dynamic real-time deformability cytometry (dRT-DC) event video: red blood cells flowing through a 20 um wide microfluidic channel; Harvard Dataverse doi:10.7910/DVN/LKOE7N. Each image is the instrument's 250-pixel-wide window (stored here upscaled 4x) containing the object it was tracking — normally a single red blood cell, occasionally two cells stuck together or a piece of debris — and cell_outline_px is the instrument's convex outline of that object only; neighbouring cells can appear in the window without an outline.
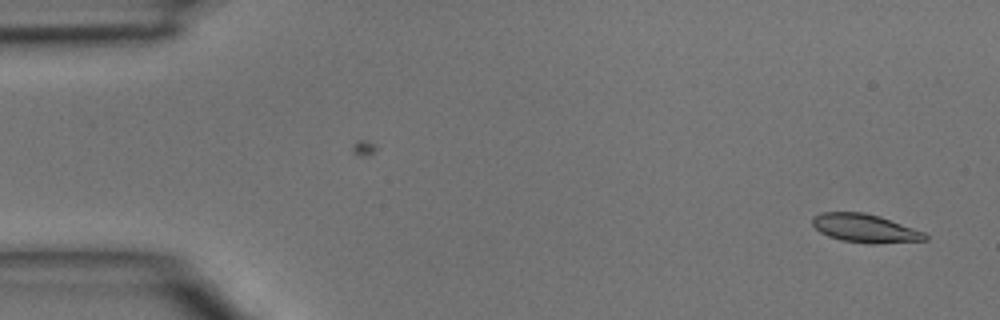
{"species": "common noctule bat (a hibernating species)", "species_latin": "Nyctalus noctula", "temperature_condition": "room temperature", "stored_images_in_passage": 2, "camera_frame_rate_fps": 3000, "um_per_image_px": 0.085, "animal": {"sex": "male", "body_mass_g": 15.6}, "frame": {"image": 1, "passage_image": 2, "time_ms": 0.333, "image_size_px": [1000, 320], "cell_outline_px": [[928, 240], [876, 244], [868, 244], [840, 240], [828, 236], [820, 232], [812, 224], [812, 216], [820, 212], [864, 212], [880, 216], [924, 232], [928, 236]], "centroid_in_image_um": [73.51, 19.41], "position_along_channel_um": 11.5, "area_um2": 18.84}}